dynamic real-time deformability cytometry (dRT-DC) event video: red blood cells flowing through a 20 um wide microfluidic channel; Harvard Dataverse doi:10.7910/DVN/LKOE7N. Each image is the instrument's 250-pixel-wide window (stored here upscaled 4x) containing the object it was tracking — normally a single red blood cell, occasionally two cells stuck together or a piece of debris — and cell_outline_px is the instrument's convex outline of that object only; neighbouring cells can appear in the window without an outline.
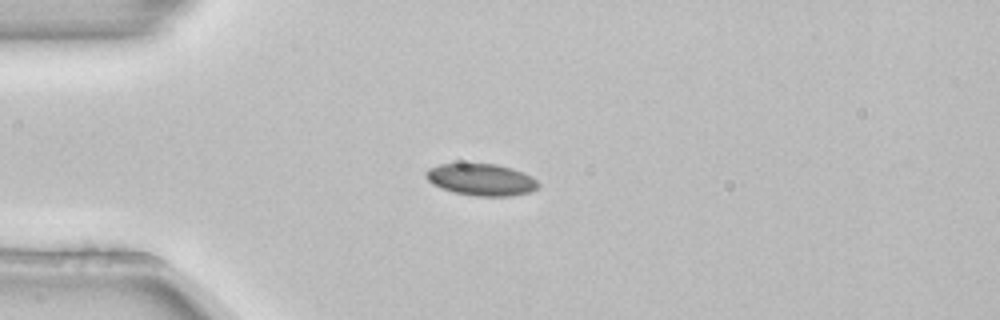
{"species": "common noctule bat (a hibernating species)", "species_latin": "Nyctalus noctula", "temperature_condition": "room temperature", "stored_images_in_passage": 4, "camera_frame_rate_fps": 3000, "um_per_image_px": 0.085, "animal": {"sex": "female", "body_mass_g": 22.7, "forearm_length_mm": 54.2}, "frame": {"image": 1, "passage_image": 2, "time_ms": 0.333, "image_size_px": [1000, 320], "cell_outline_px": [[540, 184], [536, 188], [528, 192], [512, 196], [476, 196], [452, 192], [440, 188], [432, 184], [424, 176], [424, 172], [428, 168], [440, 164], [496, 164], [512, 168], [532, 176]], "centroid_in_image_um": [40.87, 15.27], "position_along_channel_um": 44.1, "area_um2": 20.92}}